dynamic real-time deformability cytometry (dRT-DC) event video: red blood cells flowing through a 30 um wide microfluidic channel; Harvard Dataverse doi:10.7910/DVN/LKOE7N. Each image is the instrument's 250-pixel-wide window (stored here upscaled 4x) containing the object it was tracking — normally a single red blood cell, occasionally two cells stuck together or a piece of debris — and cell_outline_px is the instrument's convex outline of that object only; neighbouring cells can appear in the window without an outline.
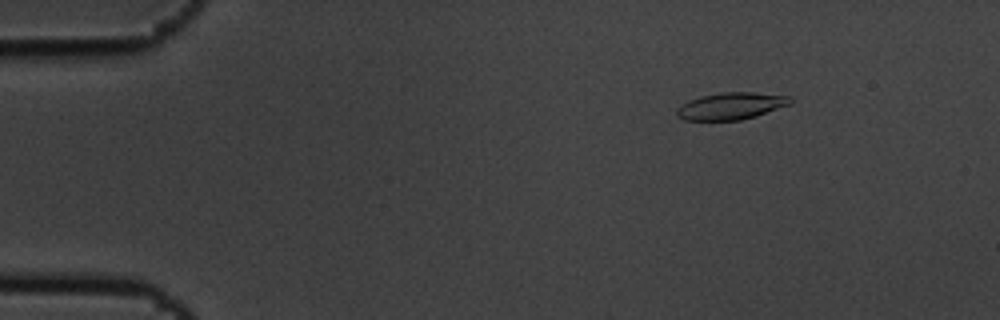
{"species": "common noctule bat (a hibernating species)", "species_latin": "Nyctalus noctula", "temperature_condition": "cold", "stored_images_in_passage": 9, "camera_frame_rate_fps": 3000, "um_per_image_px": 0.085, "animal": {"sex": "male", "body_mass_g": 19.5, "forearm_length_mm": 54.6}, "frame": {"image": 1, "passage_image": 2, "time_ms": 0.333, "image_size_px": [1000, 320], "cell_outline_px": [[792, 104], [756, 116], [740, 120], [684, 120], [676, 116], [676, 108], [680, 104], [688, 100], [700, 96], [724, 92], [752, 92], [792, 96]], "centroid_in_image_um": [62.13, 9.01], "position_along_channel_um": 22.9, "area_um2": 18.09}}
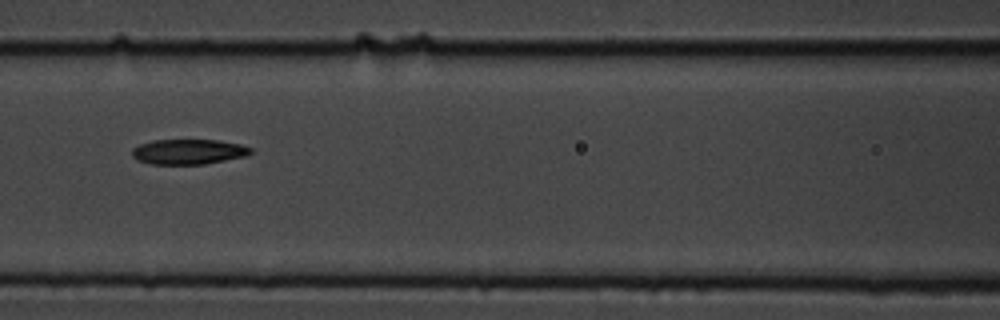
{"frame": {"image": 2, "passage_image": 7, "time_ms": 2.0, "image_size_px": [1000, 320], "cell_outline_px": [[252, 152], [244, 156], [204, 164], [152, 164], [136, 160], [132, 156], [132, 148], [140, 144], [152, 140], [216, 140], [240, 144], [252, 148]], "centroid_in_image_um": [15.98, 12.89], "position_along_channel_um": 150.6, "area_um2": 17.28}}
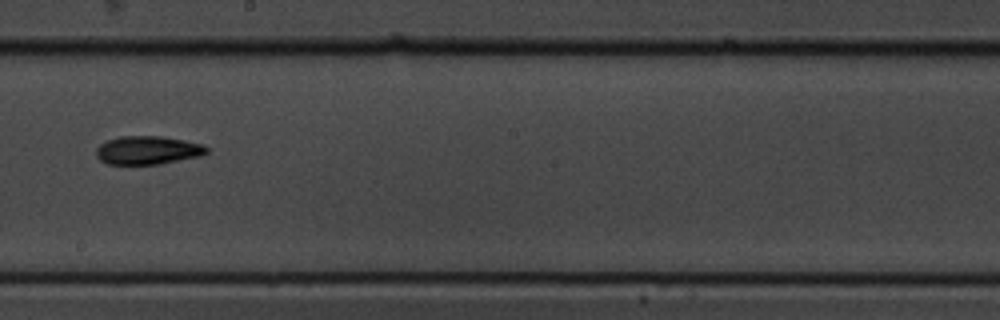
{"frame": {"image": 3, "passage_image": 9, "time_ms": 2.667, "image_size_px": [1000, 320], "cell_outline_px": [[208, 152], [200, 156], [160, 164], [108, 164], [100, 160], [96, 156], [96, 148], [100, 144], [108, 140], [120, 136], [160, 136], [184, 140], [204, 144], [208, 148]], "centroid_in_image_um": [12.56, 12.77], "position_along_channel_um": 235.6, "area_um2": 18.32}}